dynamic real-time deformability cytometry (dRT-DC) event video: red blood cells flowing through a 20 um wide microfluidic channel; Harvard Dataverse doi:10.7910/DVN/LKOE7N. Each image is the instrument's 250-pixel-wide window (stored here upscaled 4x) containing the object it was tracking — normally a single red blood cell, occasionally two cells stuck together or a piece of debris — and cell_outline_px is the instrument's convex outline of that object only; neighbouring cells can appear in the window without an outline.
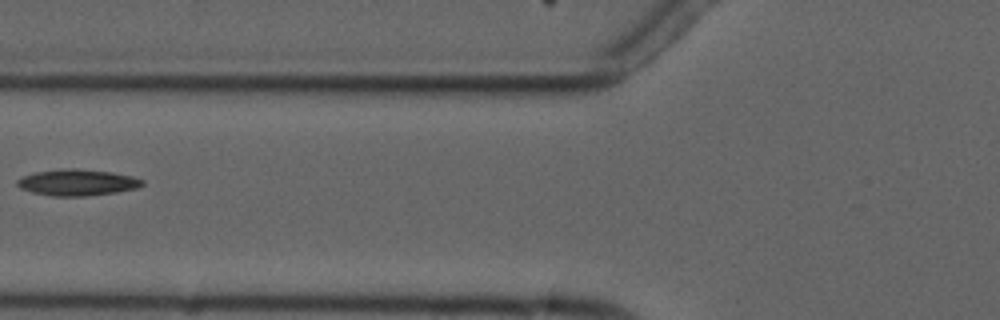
{"species": "common noctule bat (a hibernating species)", "species_latin": "Nyctalus noctula", "temperature_condition": "cold", "stored_images_in_passage": 5, "camera_frame_rate_fps": 3000, "um_per_image_px": 0.085, "animal": {"sex": "male", "forearm_length_mm": 52.5}, "frame": {"image": 1, "passage_image": 5, "time_ms": 5.667, "image_size_px": [1000, 320], "cell_outline_px": [[144, 184], [136, 188], [116, 192], [88, 196], [52, 196], [32, 192], [20, 188], [16, 184], [16, 180], [20, 176], [36, 172], [60, 168], [76, 168], [112, 172], [132, 176], [144, 180]], "centroid_in_image_um": [6.54, 15.5], "position_along_channel_um": 119.3, "area_um2": 19.36}}